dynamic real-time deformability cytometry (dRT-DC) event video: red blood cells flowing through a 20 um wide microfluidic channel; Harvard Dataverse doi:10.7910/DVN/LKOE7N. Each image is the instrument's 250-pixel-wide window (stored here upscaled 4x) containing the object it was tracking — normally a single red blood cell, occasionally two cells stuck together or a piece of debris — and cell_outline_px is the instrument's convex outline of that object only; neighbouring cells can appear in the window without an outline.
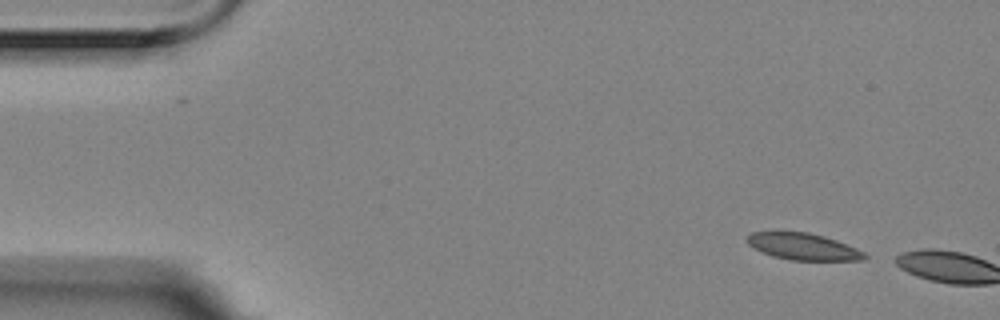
{"species": "Egyptian fruit bat (a non-hibernating species)", "species_latin": "Rousettus aegyptiacus", "temperature_condition": "room temperature", "stored_images_in_passage": 6, "camera_frame_rate_fps": 3000, "um_per_image_px": 0.085, "animal": {"sex": "female"}, "frame": {"image": 1, "passage_image": 6, "time_ms": 1.667, "image_size_px": [1000, 320], "cell_outline_px": [[868, 256], [864, 260], [792, 260], [772, 256], [752, 248], [748, 244], [748, 236], [752, 232], [808, 232], [824, 236], [836, 240], [856, 248], [864, 252]], "centroid_in_image_um": [68.28, 20.96], "position_along_channel_um": 16.7, "area_um2": 18.15}}